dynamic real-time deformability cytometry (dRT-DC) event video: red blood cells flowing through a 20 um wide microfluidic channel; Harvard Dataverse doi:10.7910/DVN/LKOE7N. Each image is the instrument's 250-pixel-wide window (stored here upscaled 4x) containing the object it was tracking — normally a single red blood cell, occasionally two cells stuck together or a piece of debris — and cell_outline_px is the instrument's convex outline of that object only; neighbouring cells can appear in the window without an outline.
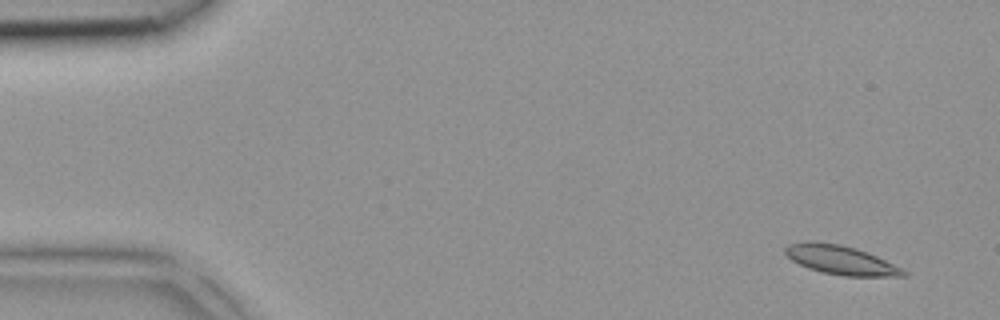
{"species": "common noctule bat (a hibernating species)", "species_latin": "Nyctalus noctula", "temperature_condition": "room temperature", "stored_images_in_passage": 4, "segment_of_instrument_passage": [1, 2], "camera_frame_rate_fps": 3000, "um_per_image_px": 0.085, "animal": {"sex": "female", "body_mass_g": 18.4}, "frame": {"image": 1, "passage_image": 1, "time_ms": 0.0, "image_size_px": [1000, 320], "cell_outline_px": [[908, 276], [844, 276], [820, 272], [808, 268], [792, 260], [784, 252], [784, 248], [788, 244], [808, 240], [840, 244], [856, 248], [868, 252], [904, 268], [908, 272]], "centroid_in_image_um": [71.49, 22.09], "position_along_channel_um": 13.5, "area_um2": 20.29}}
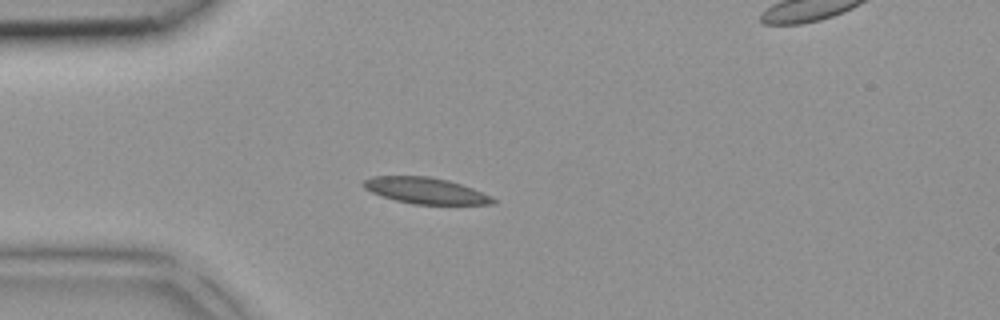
{"frame": {"image": 2, "passage_image": 3, "time_ms": 0.667, "image_size_px": [1000, 320], "cell_outline_px": [[496, 204], [412, 204], [396, 200], [372, 192], [364, 188], [360, 184], [364, 180], [372, 176], [428, 176], [448, 180], [472, 188], [492, 196], [496, 200]], "centroid_in_image_um": [36.17, 16.2], "position_along_channel_um": 48.8, "area_um2": 19.65}}